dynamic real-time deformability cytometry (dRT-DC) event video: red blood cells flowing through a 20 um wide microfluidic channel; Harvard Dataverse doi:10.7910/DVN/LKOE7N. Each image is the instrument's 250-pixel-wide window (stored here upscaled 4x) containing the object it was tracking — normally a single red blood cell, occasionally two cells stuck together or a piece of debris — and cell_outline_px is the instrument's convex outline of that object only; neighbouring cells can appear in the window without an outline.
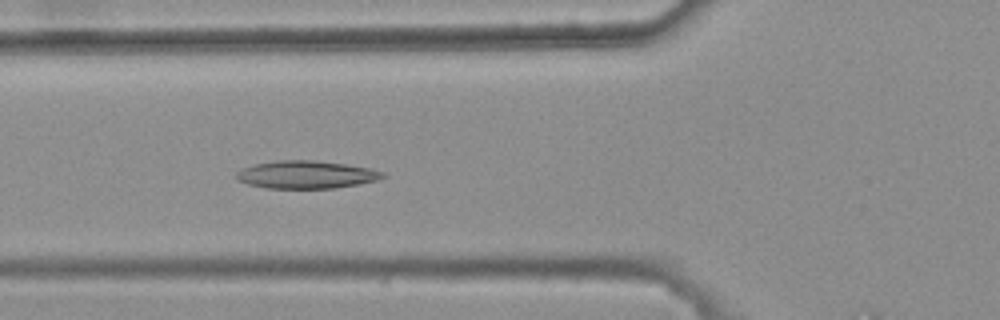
{"species": "common noctule bat (a hibernating species)", "species_latin": "Nyctalus noctula", "temperature_condition": "warm", "stored_images_in_passage": 4, "camera_frame_rate_fps": 3000, "um_per_image_px": 0.085, "animal": {"sex": "female", "body_mass_g": 25.1}, "frame": {"image": 1, "passage_image": 4, "time_ms": 1.0, "image_size_px": [1000, 320], "cell_outline_px": [[388, 176], [376, 180], [336, 188], [264, 188], [248, 184], [236, 180], [236, 172], [244, 168], [256, 164], [276, 160], [312, 160], [344, 164], [368, 168], [384, 172]], "centroid_in_image_um": [26.01, 14.85], "position_along_channel_um": 99.8, "area_um2": 23.52}}